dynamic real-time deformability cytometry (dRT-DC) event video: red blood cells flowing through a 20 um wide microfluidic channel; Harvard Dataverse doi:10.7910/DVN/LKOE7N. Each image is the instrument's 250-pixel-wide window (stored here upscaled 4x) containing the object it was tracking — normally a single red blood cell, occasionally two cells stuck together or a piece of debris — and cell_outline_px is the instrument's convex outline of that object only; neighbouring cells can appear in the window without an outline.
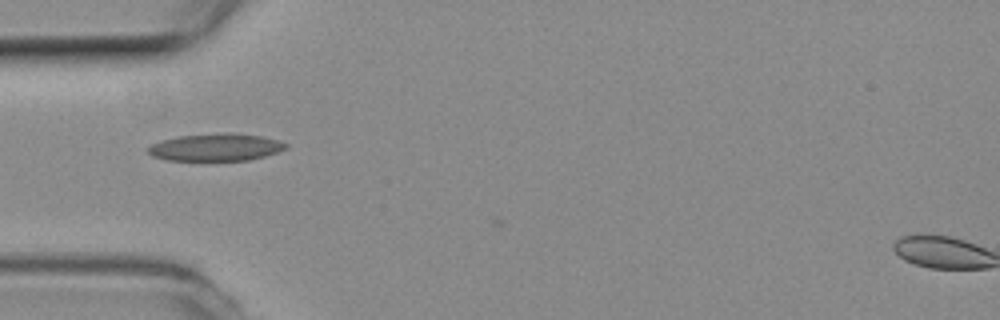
{"species": "common noctule bat (a hibernating species)", "species_latin": "Nyctalus noctula", "temperature_condition": "room temperature", "stored_images_in_passage": 7, "camera_frame_rate_fps": 3000, "um_per_image_px": 0.085, "animal": {"sex": "female", "body_mass_g": 19.3, "forearm_length_mm": 54.1}, "frame": {"image": 1, "passage_image": 6, "time_ms": 1.667, "image_size_px": [1000, 320], "cell_outline_px": [[288, 148], [264, 156], [248, 160], [168, 160], [152, 156], [148, 152], [148, 148], [152, 144], [164, 140], [180, 136], [228, 132], [260, 136], [276, 140], [288, 144]], "centroid_in_image_um": [18.35, 12.52], "position_along_channel_um": 66.6, "area_um2": 21.62}}